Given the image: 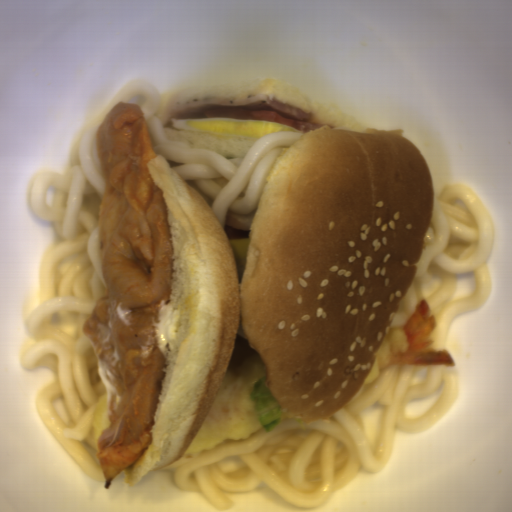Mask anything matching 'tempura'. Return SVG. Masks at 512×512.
Listing matches in <instances>:
<instances>
[{
	"label": "tempura",
	"mask_w": 512,
	"mask_h": 512,
	"mask_svg": "<svg viewBox=\"0 0 512 512\" xmlns=\"http://www.w3.org/2000/svg\"><path fill=\"white\" fill-rule=\"evenodd\" d=\"M266 377V363L251 358L226 369L217 394L181 458L199 456L229 441H243L262 427L251 399L257 381Z\"/></svg>",
	"instance_id": "8679c707"
},
{
	"label": "tempura",
	"mask_w": 512,
	"mask_h": 512,
	"mask_svg": "<svg viewBox=\"0 0 512 512\" xmlns=\"http://www.w3.org/2000/svg\"><path fill=\"white\" fill-rule=\"evenodd\" d=\"M436 324V316L431 314L427 301L418 302L403 327L387 330L363 384L374 381L383 370L397 366L445 365L454 369L456 364L448 350L435 349L432 344Z\"/></svg>",
	"instance_id": "d4f62c59"
},
{
	"label": "tempura",
	"mask_w": 512,
	"mask_h": 512,
	"mask_svg": "<svg viewBox=\"0 0 512 512\" xmlns=\"http://www.w3.org/2000/svg\"><path fill=\"white\" fill-rule=\"evenodd\" d=\"M286 420H298V419L280 407L279 422L286 421Z\"/></svg>",
	"instance_id": "eeaa28ee"
},
{
	"label": "tempura",
	"mask_w": 512,
	"mask_h": 512,
	"mask_svg": "<svg viewBox=\"0 0 512 512\" xmlns=\"http://www.w3.org/2000/svg\"><path fill=\"white\" fill-rule=\"evenodd\" d=\"M110 418L111 414H108V393H106L98 400L90 429L93 446L97 452L99 437L107 428Z\"/></svg>",
	"instance_id": "6ee92434"
}]
</instances>
